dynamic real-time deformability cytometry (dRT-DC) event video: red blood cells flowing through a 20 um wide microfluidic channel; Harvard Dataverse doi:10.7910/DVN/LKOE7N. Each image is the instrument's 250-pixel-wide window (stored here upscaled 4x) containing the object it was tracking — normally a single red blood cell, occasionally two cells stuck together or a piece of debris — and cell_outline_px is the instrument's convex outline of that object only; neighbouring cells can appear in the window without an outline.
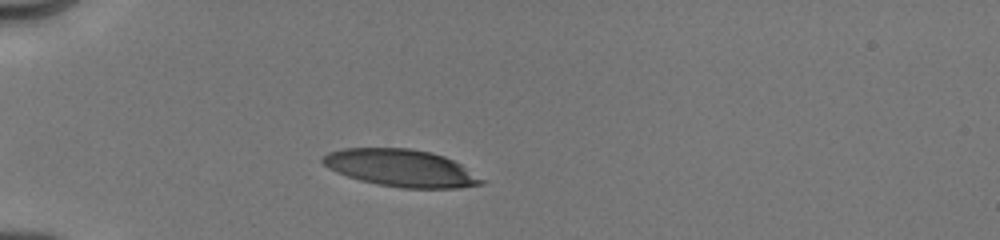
{"species": "human", "species_latin": "Homo sapiens", "temperature_condition": "cold", "stored_images_in_passage": 12, "camera_frame_rate_fps": 3000, "um_per_image_px": 0.085, "donor": {"sex": "male"}, "frame": {"image": 1, "passage_image": 3, "time_ms": 2.0, "image_size_px": [1000, 240], "cell_outline_px": [[484, 184], [456, 188], [404, 188], [376, 184], [360, 180], [336, 172], [328, 168], [320, 160], [328, 152], [344, 148], [408, 148], [432, 152], [444, 156], [460, 164], [484, 180]], "centroid_in_image_um": [34.06, 14.28], "position_along_channel_um": 50.9, "area_um2": 34.28}}
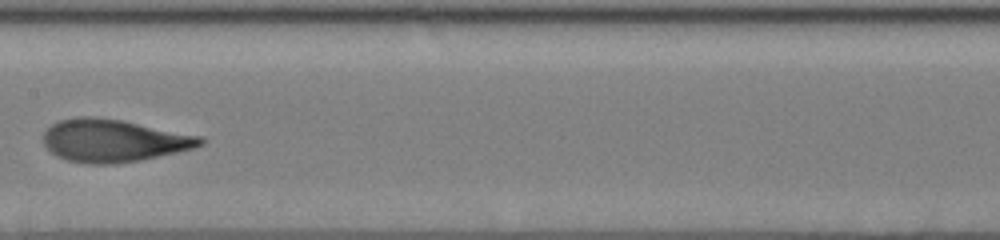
{"frame": {"image": 2, "passage_image": 8, "time_ms": 6.333, "image_size_px": [1000, 240], "cell_outline_px": [[204, 144], [192, 148], [176, 152], [140, 160], [112, 164], [92, 164], [68, 160], [56, 156], [44, 144], [44, 132], [52, 124], [60, 120], [80, 116], [96, 116], [120, 120], [200, 136], [204, 140]], "centroid_in_image_um": [9.62, 11.95], "position_along_channel_um": 197.8, "area_um2": 38.49}}
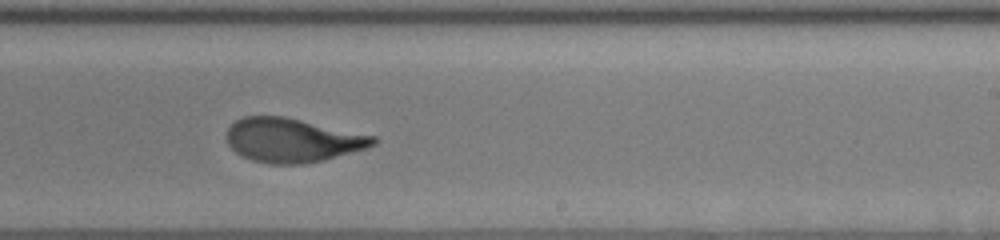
{"frame": {"image": 3, "passage_image": 11, "time_ms": 8.0, "image_size_px": [1000, 240], "cell_outline_px": [[380, 140], [376, 144], [368, 148], [324, 160], [304, 164], [268, 164], [252, 160], [236, 152], [228, 144], [224, 136], [228, 128], [236, 120], [244, 116], [284, 116], [376, 136]], "centroid_in_image_um": [24.87, 11.92], "position_along_channel_um": 264.1, "area_um2": 37.86}}